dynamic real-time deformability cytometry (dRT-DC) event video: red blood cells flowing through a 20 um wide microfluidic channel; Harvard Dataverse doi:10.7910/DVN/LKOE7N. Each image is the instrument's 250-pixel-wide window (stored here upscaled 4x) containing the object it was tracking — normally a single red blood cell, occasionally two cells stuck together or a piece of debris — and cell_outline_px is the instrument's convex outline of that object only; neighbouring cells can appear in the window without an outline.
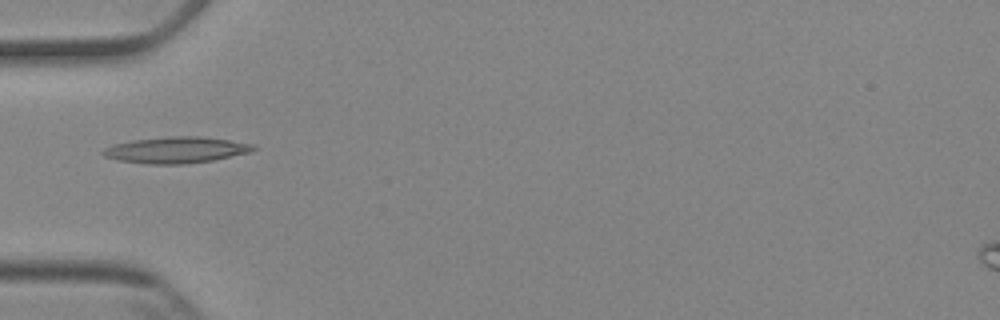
{"species": "Egyptian fruit bat (a non-hibernating species)", "species_latin": "Rousettus aegyptiacus", "temperature_condition": "cold", "stored_images_in_passage": 5, "camera_frame_rate_fps": 3000, "um_per_image_px": 0.085, "animal": {"sex": "female"}, "frame": {"image": 1, "passage_image": 5, "time_ms": 5.333, "image_size_px": [1000, 320], "cell_outline_px": [[256, 148], [252, 152], [212, 160], [184, 164], [148, 164], [116, 160], [104, 156], [100, 152], [104, 148], [112, 144], [132, 140], [168, 136], [204, 136], [252, 144]], "centroid_in_image_um": [14.93, 12.74], "position_along_channel_um": 70.1, "area_um2": 23.12}}